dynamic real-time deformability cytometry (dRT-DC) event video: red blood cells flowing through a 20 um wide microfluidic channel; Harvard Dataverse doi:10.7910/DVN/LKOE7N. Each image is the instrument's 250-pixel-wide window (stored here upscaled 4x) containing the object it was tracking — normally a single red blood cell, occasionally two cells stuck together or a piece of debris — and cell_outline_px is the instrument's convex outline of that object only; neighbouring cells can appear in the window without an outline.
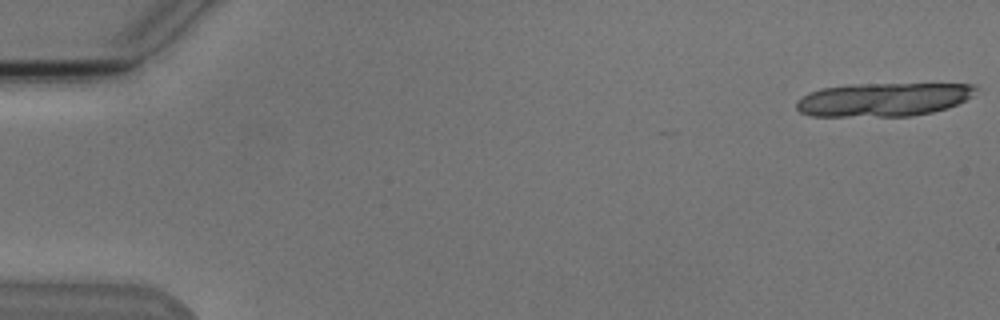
{"species": "Egyptian fruit bat (a non-hibernating species)", "species_latin": "Rousettus aegyptiacus", "temperature_condition": "cold", "stored_images_in_passage": 5, "camera_frame_rate_fps": 3000, "um_per_image_px": 0.085, "animal": {"sex": "male"}, "frame": {"image": 1, "passage_image": 1, "time_ms": 0.0, "image_size_px": [1000, 320], "cell_outline_px": [[980, 88], [972, 96], [948, 108], [932, 112], [912, 116], [812, 116], [800, 112], [796, 108], [796, 100], [808, 92], [820, 88], [848, 84], [976, 84]], "centroid_in_image_um": [75.07, 8.45], "position_along_channel_um": 9.9, "area_um2": 35.37}}
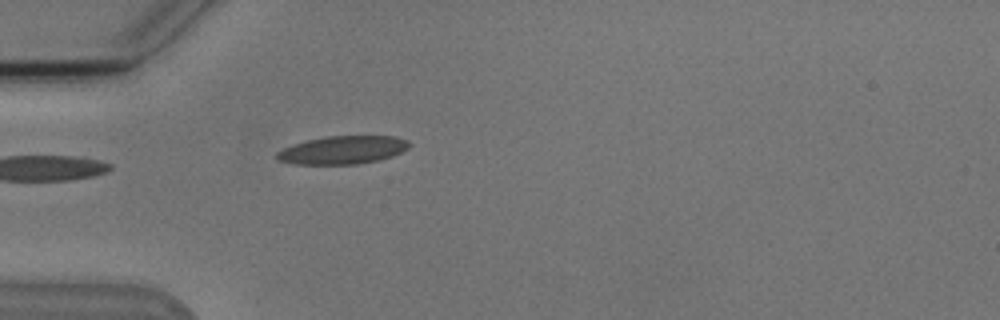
{"frame": {"image": 2, "passage_image": 5, "time_ms": 5.333, "image_size_px": [1000, 320], "cell_outline_px": [[412, 144], [408, 148], [392, 156], [380, 160], [356, 164], [292, 164], [276, 160], [276, 152], [292, 144], [324, 136], [396, 136], [408, 140]], "centroid_in_image_um": [29.12, 12.75], "position_along_channel_um": 55.9, "area_um2": 21.85}}